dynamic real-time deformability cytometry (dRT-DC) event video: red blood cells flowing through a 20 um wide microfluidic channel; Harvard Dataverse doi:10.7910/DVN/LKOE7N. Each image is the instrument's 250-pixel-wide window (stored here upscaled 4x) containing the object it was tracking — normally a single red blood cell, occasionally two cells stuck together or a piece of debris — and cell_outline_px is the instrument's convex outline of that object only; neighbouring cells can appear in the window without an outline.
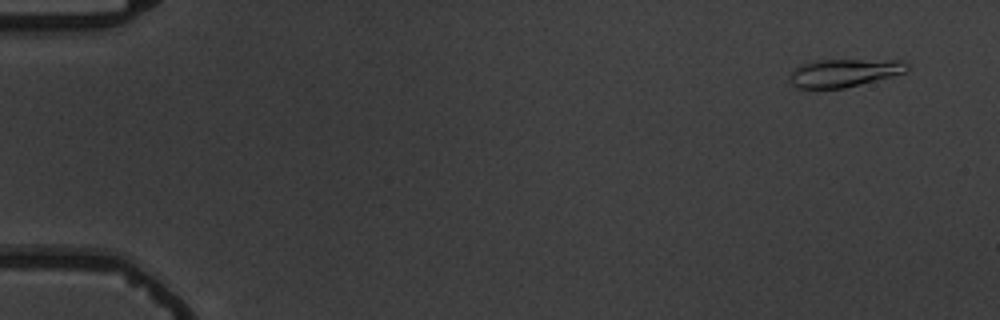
{"species": "common noctule bat (a hibernating species)", "species_latin": "Nyctalus noctula", "temperature_condition": "warm", "stored_images_in_passage": 5, "camera_frame_rate_fps": 3000, "um_per_image_px": 0.085, "animal": {"sex": "male", "body_mass_g": 19.5, "forearm_length_mm": 54.6}, "frame": {"image": 1, "passage_image": 1, "time_ms": 0.0, "image_size_px": [1000, 320], "cell_outline_px": [[908, 68], [904, 72], [892, 76], [844, 88], [796, 88], [788, 80], [788, 76], [792, 68], [800, 64], [816, 60], [900, 60], [908, 64]], "centroid_in_image_um": [71.66, 6.19], "position_along_channel_um": 13.3, "area_um2": 19.19}}
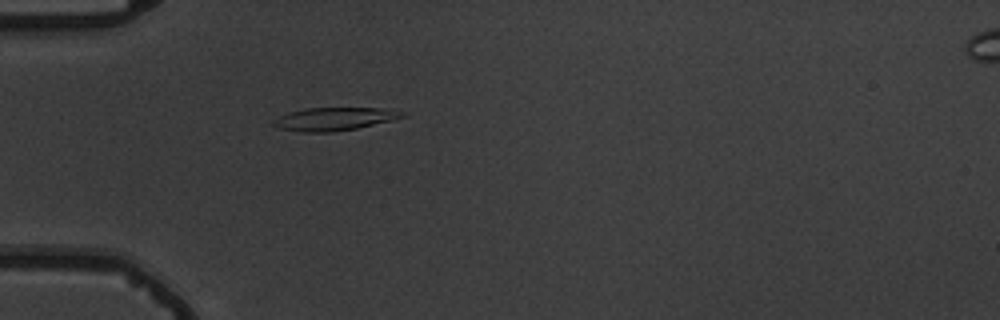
{"frame": {"image": 2, "passage_image": 5, "time_ms": 4.667, "image_size_px": [1000, 320], "cell_outline_px": [[408, 116], [356, 128], [332, 132], [304, 132], [280, 128], [272, 124], [272, 120], [288, 112], [304, 108], [392, 108], [404, 112]], "centroid_in_image_um": [28.44, 10.09], "position_along_channel_um": 56.6, "area_um2": 17.28}}